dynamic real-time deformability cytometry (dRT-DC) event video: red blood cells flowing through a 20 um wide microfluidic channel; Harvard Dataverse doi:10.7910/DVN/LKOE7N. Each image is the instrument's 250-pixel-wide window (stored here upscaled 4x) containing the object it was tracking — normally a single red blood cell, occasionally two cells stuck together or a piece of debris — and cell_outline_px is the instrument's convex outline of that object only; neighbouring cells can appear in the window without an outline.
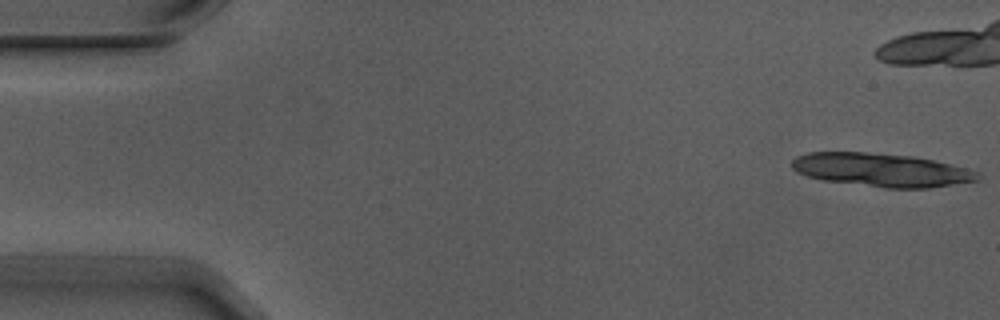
{"species": "Egyptian fruit bat (a non-hibernating species)", "species_latin": "Rousettus aegyptiacus", "temperature_condition": "warm", "stored_images_in_passage": 8, "camera_frame_rate_fps": 3000, "um_per_image_px": 0.085, "animal": {"sex": "male"}, "frame": {"image": 1, "passage_image": 1, "time_ms": 0.0, "image_size_px": [1000, 320], "cell_outline_px": [[980, 180], [928, 188], [884, 188], [824, 180], [808, 176], [796, 172], [792, 168], [792, 160], [796, 156], [808, 152], [864, 152], [912, 156], [932, 160], [980, 172]], "centroid_in_image_um": [74.9, 14.45], "position_along_channel_um": 10.1, "area_um2": 36.01}}